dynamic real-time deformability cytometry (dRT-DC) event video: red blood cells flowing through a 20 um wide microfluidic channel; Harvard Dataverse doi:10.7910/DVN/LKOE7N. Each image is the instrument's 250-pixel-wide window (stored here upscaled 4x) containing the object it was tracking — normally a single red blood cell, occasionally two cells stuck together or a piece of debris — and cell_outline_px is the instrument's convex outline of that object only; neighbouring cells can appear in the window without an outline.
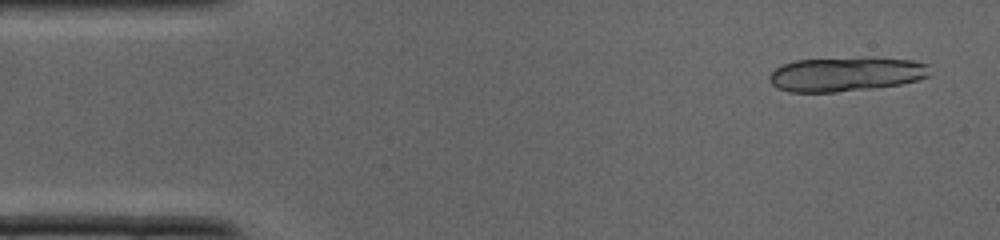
{"species": "common noctule bat (a hibernating species)", "species_latin": "Nyctalus noctula", "temperature_condition": "cold", "stored_images_in_passage": 11, "camera_frame_rate_fps": 3000, "um_per_image_px": 0.085, "animal": {"sex": "male", "body_mass_g": 19.0, "forearm_length_mm": 50.8}, "frame": {"image": 1, "passage_image": 2, "time_ms": 0.333, "image_size_px": [1000, 240], "cell_outline_px": [[928, 76], [916, 80], [900, 84], [872, 88], [836, 92], [788, 92], [776, 88], [768, 80], [768, 76], [776, 68], [784, 64], [796, 60], [912, 60], [928, 64]], "centroid_in_image_um": [71.81, 6.36], "position_along_channel_um": 13.2, "area_um2": 30.81}}